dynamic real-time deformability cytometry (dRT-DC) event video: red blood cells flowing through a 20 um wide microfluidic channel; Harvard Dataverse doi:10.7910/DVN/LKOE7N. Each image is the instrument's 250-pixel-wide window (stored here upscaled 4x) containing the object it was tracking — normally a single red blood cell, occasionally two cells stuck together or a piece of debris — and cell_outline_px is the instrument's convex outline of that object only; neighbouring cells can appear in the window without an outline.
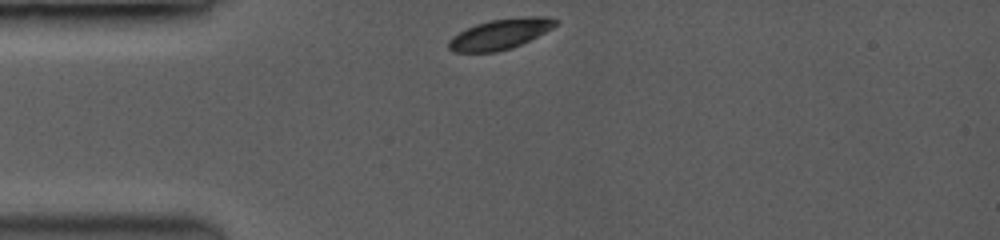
{"species": "common noctule bat (a hibernating species)", "species_latin": "Nyctalus noctula", "temperature_condition": "room temperature", "stored_images_in_passage": 7, "camera_frame_rate_fps": 3500, "um_per_image_px": 0.085, "animal": {"sex": "female", "body_mass_g": 19.0, "forearm_length_mm": 53.3}, "frame": {"image": 1, "passage_image": 1, "time_ms": 0.0, "image_size_px": [1000, 240], "cell_outline_px": [[560, 20], [552, 28], [512, 48], [496, 52], [452, 52], [448, 48], [448, 40], [452, 36], [476, 24], [492, 20], [524, 16], [548, 16]], "centroid_in_image_um": [42.51, 2.89], "position_along_channel_um": 42.5, "area_um2": 18.79}}
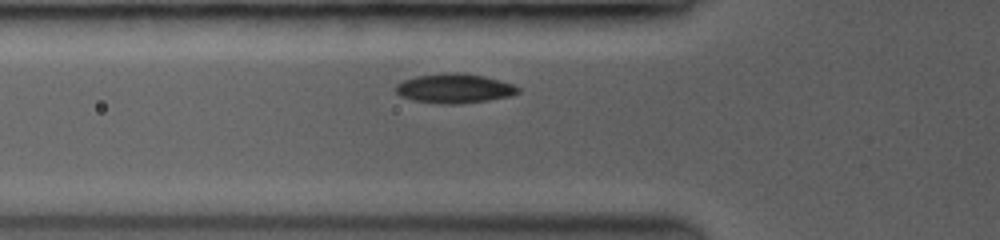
{"frame": {"image": 2, "passage_image": 6, "time_ms": 1.714, "image_size_px": [1000, 240], "cell_outline_px": [[520, 92], [508, 96], [484, 100], [452, 104], [448, 104], [416, 100], [404, 96], [396, 92], [396, 84], [404, 80], [416, 76], [444, 72], [464, 72], [484, 76], [512, 84], [520, 88]], "centroid_in_image_um": [38.63, 7.48], "position_along_channel_um": 87.2, "area_um2": 20.52}}